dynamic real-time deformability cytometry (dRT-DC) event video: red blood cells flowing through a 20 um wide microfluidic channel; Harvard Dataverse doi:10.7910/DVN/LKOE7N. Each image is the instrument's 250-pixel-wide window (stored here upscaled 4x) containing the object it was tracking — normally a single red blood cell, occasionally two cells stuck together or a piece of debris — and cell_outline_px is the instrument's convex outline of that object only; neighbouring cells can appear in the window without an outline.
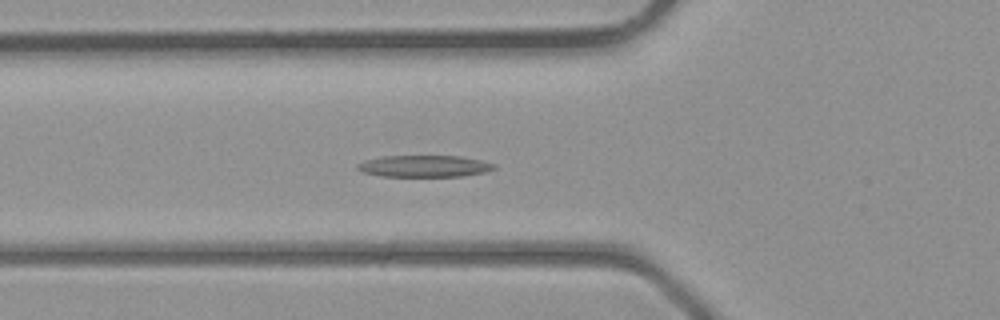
{"species": "common noctule bat (a hibernating species)", "species_latin": "Nyctalus noctula", "temperature_condition": "room temperature", "stored_images_in_passage": 40, "camera_frame_rate_fps": 3000, "um_per_image_px": 0.085, "animal": {"sex": "male", "body_mass_g": 23.1, "forearm_length_mm": 52.7}, "frame": {"image": 1, "passage_image": 13, "time_ms": 4.0, "image_size_px": [1000, 320], "cell_outline_px": [[496, 168], [484, 172], [464, 176], [380, 176], [364, 172], [356, 168], [356, 164], [364, 160], [380, 156], [460, 156], [480, 160], [496, 164]], "centroid_in_image_um": [36.05, 14.12], "position_along_channel_um": 89.8, "area_um2": 17.28}}
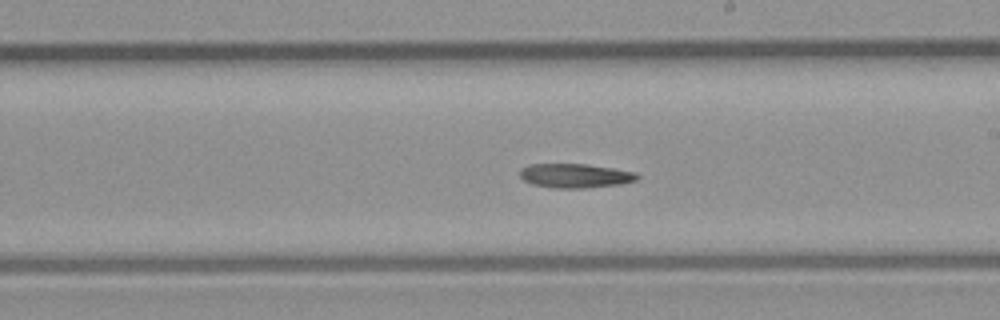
{"frame": {"image": 2, "passage_image": 22, "time_ms": 7.0, "image_size_px": [1000, 320], "cell_outline_px": [[640, 176], [636, 180], [620, 184], [584, 188], [552, 188], [532, 184], [524, 180], [520, 176], [520, 168], [532, 164], [588, 164], [636, 172]], "centroid_in_image_um": [48.88, 14.93], "position_along_channel_um": 240.1, "area_um2": 16.53}}
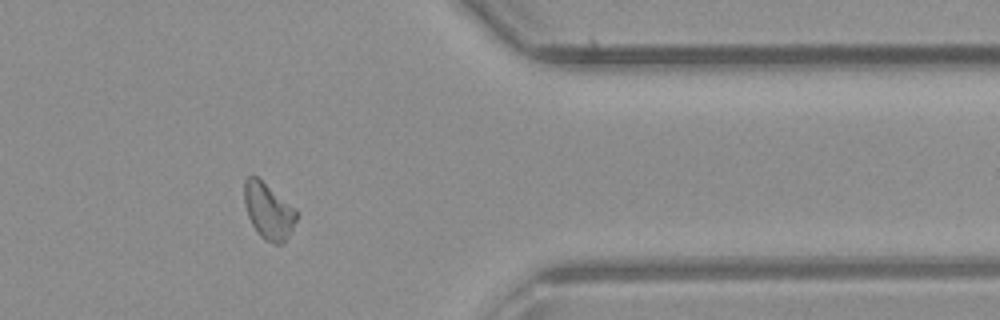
{"frame": {"image": 3, "passage_image": 32, "time_ms": 10.333, "image_size_px": [1000, 320], "cell_outline_px": [[300, 212], [288, 236], [280, 244], [276, 244], [264, 240], [260, 236], [252, 224], [248, 216], [244, 204], [244, 180], [248, 176], [256, 176], [296, 208]], "centroid_in_image_um": [22.82, 17.93], "position_along_channel_um": 388.6, "area_um2": 17.05}}